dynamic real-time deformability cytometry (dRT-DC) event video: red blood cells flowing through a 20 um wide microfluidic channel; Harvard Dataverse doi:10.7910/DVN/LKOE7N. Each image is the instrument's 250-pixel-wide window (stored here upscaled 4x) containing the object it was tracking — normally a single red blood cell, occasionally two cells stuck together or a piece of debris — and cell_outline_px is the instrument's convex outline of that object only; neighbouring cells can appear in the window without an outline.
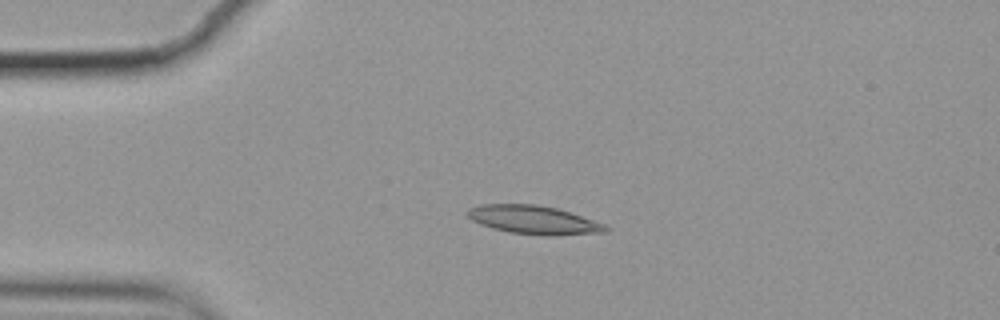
{"species": "common noctule bat (a hibernating species)", "species_latin": "Nyctalus noctula", "temperature_condition": "cold", "stored_images_in_passage": 4, "camera_frame_rate_fps": 3000, "um_per_image_px": 0.085, "animal": {"sex": "female", "body_mass_g": 19.9}, "frame": {"image": 1, "passage_image": 1, "time_ms": 0.0, "image_size_px": [1000, 320], "cell_outline_px": [[608, 232], [556, 236], [548, 236], [508, 232], [492, 228], [480, 224], [472, 220], [468, 216], [468, 208], [484, 204], [532, 204], [556, 208], [604, 224], [608, 228]], "centroid_in_image_um": [45.35, 18.7], "position_along_channel_um": 39.6, "area_um2": 22.77}}